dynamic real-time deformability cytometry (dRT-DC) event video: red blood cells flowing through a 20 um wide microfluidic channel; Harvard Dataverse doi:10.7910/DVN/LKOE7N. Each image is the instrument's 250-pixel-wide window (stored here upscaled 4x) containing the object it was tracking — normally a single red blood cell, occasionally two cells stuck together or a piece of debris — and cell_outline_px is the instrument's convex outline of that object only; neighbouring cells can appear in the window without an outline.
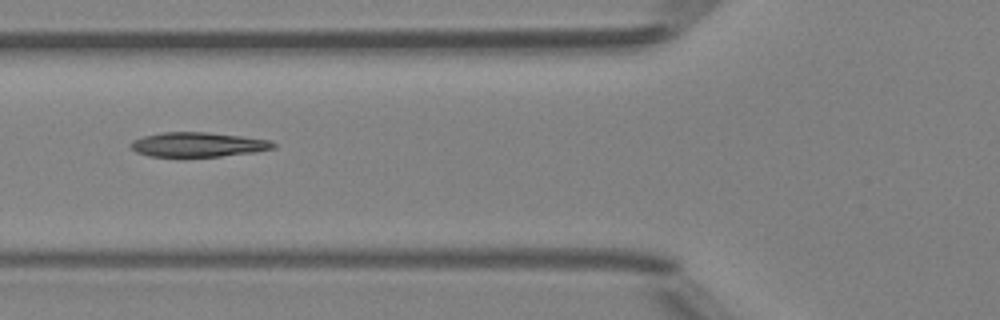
{"species": "Egyptian fruit bat (a non-hibernating species)", "species_latin": "Rousettus aegyptiacus", "temperature_condition": "room temperature", "stored_images_in_passage": 6, "camera_frame_rate_fps": 3000, "um_per_image_px": 0.085, "animal": {"sex": "female"}, "frame": {"image": 1, "passage_image": 6, "time_ms": 5.667, "image_size_px": [1000, 320], "cell_outline_px": [[276, 148], [256, 152], [220, 156], [148, 156], [136, 152], [128, 144], [132, 140], [144, 136], [160, 132], [208, 132], [272, 140], [276, 144]], "centroid_in_image_um": [16.84, 12.28], "position_along_channel_um": 109.0, "area_um2": 20.46}}